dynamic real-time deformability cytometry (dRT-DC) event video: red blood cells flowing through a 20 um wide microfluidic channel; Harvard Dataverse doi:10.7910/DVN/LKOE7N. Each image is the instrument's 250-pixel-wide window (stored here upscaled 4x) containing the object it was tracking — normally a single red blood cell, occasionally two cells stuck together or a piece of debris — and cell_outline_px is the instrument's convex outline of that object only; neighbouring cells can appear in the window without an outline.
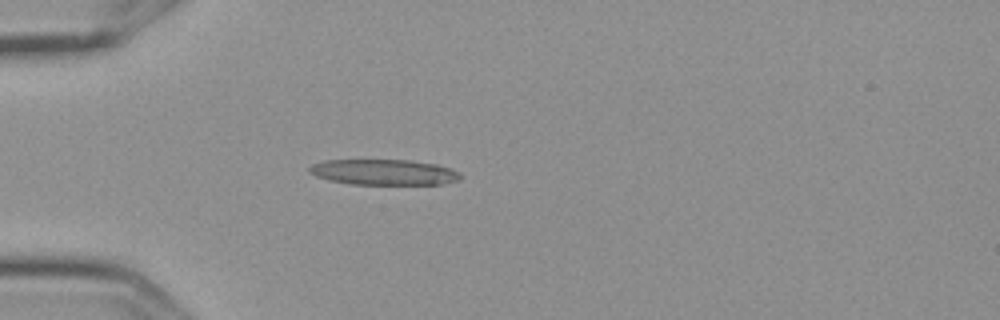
{"species": "Egyptian fruit bat (a non-hibernating species)", "species_latin": "Rousettus aegyptiacus", "temperature_condition": "cold", "stored_images_in_passage": 4, "camera_frame_rate_fps": 3000, "um_per_image_px": 0.085, "frame": {"image": 1, "passage_image": 4, "time_ms": 1.0, "image_size_px": [1000, 320], "cell_outline_px": [[460, 180], [440, 184], [352, 184], [328, 180], [316, 176], [308, 172], [308, 168], [312, 164], [324, 160], [408, 160], [436, 164], [460, 172]], "centroid_in_image_um": [32.59, 14.63], "position_along_channel_um": 52.4, "area_um2": 22.48}}